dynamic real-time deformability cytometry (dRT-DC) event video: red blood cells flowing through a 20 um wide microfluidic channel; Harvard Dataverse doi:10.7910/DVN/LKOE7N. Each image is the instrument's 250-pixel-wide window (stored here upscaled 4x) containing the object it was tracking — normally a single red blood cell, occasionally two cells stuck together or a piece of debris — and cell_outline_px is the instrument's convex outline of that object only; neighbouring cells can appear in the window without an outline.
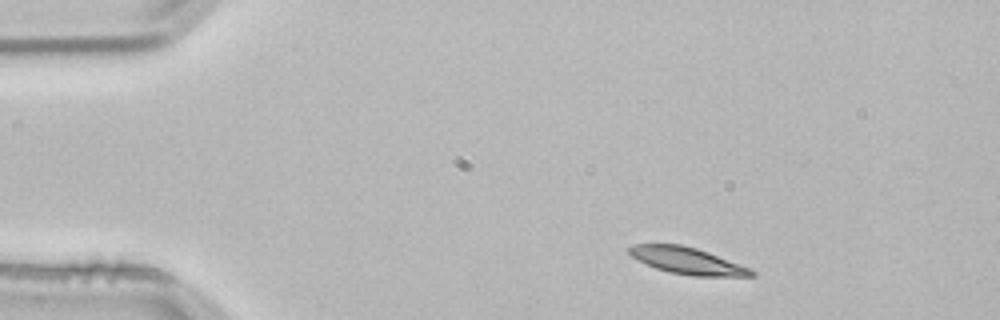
{"species": "common noctule bat (a hibernating species)", "species_latin": "Nyctalus noctula", "temperature_condition": "room temperature", "stored_images_in_passage": 3, "camera_frame_rate_fps": 3000, "um_per_image_px": 0.085, "animal": {"sex": "male", "body_mass_g": 21.5, "forearm_length_mm": 52.0}, "frame": {"image": 1, "passage_image": 1, "time_ms": 0.0, "image_size_px": [1000, 320], "cell_outline_px": [[756, 276], [692, 276], [668, 272], [656, 268], [632, 256], [628, 252], [628, 248], [632, 244], [680, 244], [696, 248], [708, 252], [748, 268], [756, 272]], "centroid_in_image_um": [58.4, 22.16], "position_along_channel_um": 26.6, "area_um2": 18.73}}
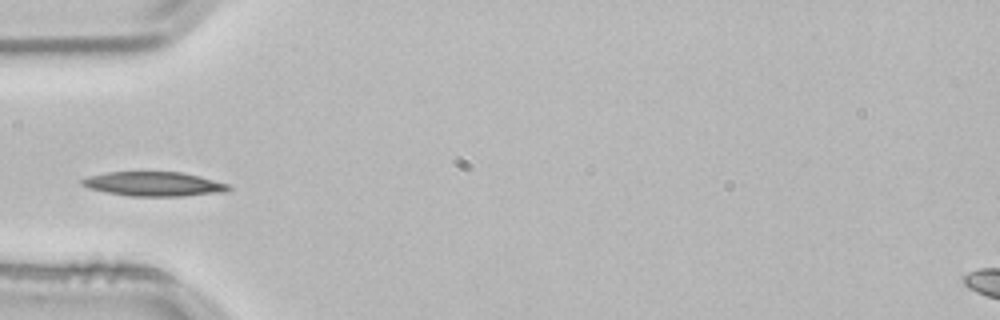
{"frame": {"image": 2, "passage_image": 3, "time_ms": 0.667, "image_size_px": [1000, 320], "cell_outline_px": [[232, 188], [228, 192], [184, 196], [128, 196], [88, 188], [80, 184], [80, 180], [88, 176], [108, 172], [184, 172], [200, 176], [228, 184]], "centroid_in_image_um": [13.11, 15.64], "position_along_channel_um": 71.9, "area_um2": 20.92}}